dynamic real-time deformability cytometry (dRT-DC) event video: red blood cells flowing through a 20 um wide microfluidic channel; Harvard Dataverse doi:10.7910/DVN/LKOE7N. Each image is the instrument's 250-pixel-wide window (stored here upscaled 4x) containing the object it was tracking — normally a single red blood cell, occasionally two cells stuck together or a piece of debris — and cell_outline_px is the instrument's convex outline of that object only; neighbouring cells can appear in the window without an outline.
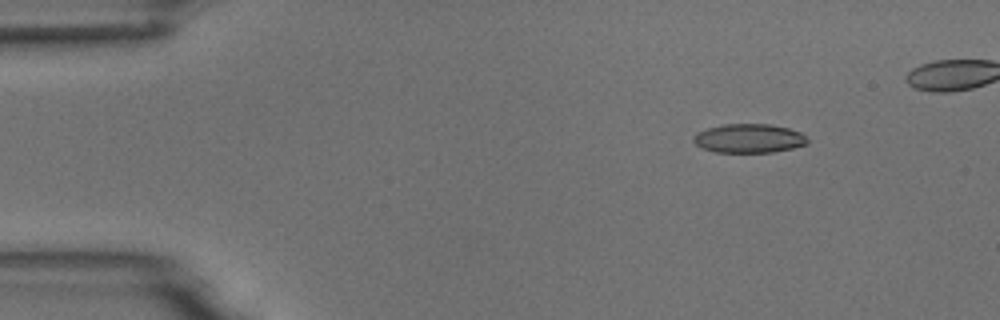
{"species": "common noctule bat (a hibernating species)", "species_latin": "Nyctalus noctula", "temperature_condition": "room temperature", "stored_images_in_passage": 3, "camera_frame_rate_fps": 3000, "um_per_image_px": 0.085, "animal": {"sex": "male", "body_mass_g": 18.8}, "frame": {"image": 1, "passage_image": 3, "time_ms": 2.333, "image_size_px": [1000, 320], "cell_outline_px": [[808, 144], [792, 148], [772, 152], [712, 152], [700, 148], [692, 140], [692, 136], [696, 132], [708, 128], [724, 124], [772, 124], [788, 128], [800, 132], [808, 136]], "centroid_in_image_um": [63.64, 11.76], "position_along_channel_um": 21.4, "area_um2": 19.48}}